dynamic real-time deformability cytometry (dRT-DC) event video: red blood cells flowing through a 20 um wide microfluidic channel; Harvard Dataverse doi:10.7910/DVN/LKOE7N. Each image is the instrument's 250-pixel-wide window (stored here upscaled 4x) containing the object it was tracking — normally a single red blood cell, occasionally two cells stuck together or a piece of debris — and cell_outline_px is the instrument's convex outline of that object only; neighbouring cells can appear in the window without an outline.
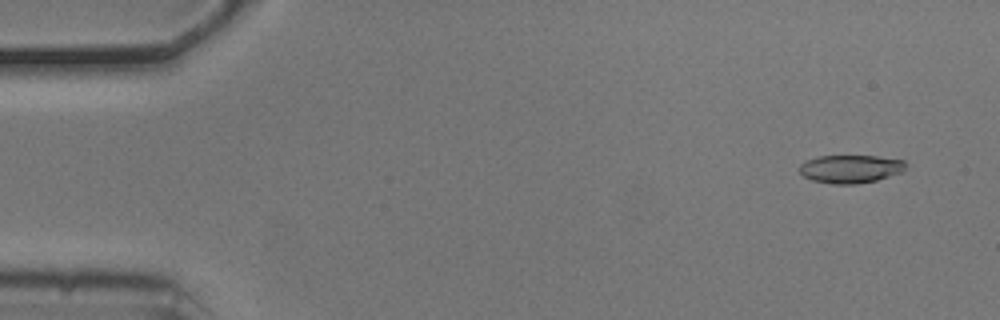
{"species": "common noctule bat (a hibernating species)", "species_latin": "Nyctalus noctula", "temperature_condition": "cold", "stored_images_in_passage": 55, "camera_frame_rate_fps": 3000, "um_per_image_px": 0.085, "animal": {"sex": "male", "body_mass_g": 20.5, "forearm_length_mm": 52.5}, "frame": {"image": 1, "passage_image": 4, "time_ms": 1.0, "image_size_px": [1000, 320], "cell_outline_px": [[908, 164], [900, 172], [876, 180], [856, 184], [832, 184], [812, 180], [804, 176], [800, 172], [800, 164], [808, 160], [820, 156], [876, 156], [904, 160]], "centroid_in_image_um": [72.29, 14.35], "position_along_channel_um": 12.7, "area_um2": 17.22}}
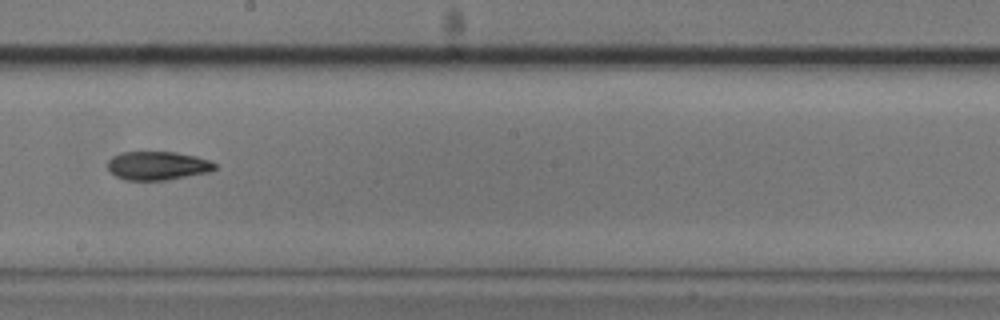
{"frame": {"image": 2, "passage_image": 31, "time_ms": 10.0, "image_size_px": [1000, 320], "cell_outline_px": [[216, 168], [208, 172], [164, 180], [124, 180], [116, 176], [108, 168], [108, 160], [112, 156], [120, 152], [176, 152], [196, 156], [212, 160], [216, 164]], "centroid_in_image_um": [13.4, 14.07], "position_along_channel_um": 234.8, "area_um2": 17.86}}
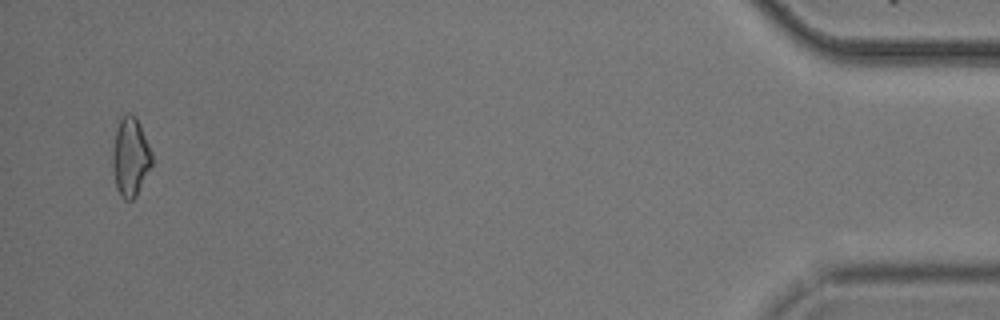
{"frame": {"image": 3, "passage_image": 53, "time_ms": 17.333, "image_size_px": [1000, 320], "cell_outline_px": [[152, 164], [136, 196], [132, 200], [124, 200], [120, 196], [116, 188], [112, 168], [112, 152], [116, 128], [124, 112], [128, 112], [136, 116], [140, 124], [152, 152]], "centroid_in_image_um": [11.07, 13.33], "position_along_channel_um": 424.1, "area_um2": 18.26}, "authors_computed_cell_mechanics": {"area_um2": 18.0914, "velocity_mm_per_s": 3.7314, "shape_relaxation_time_tau1_ms": 5.4128, "shape_relaxation_time_tau2_ms": null, "deformation_change_tau1": 0.1667, "deformation_change_tau2": null}}